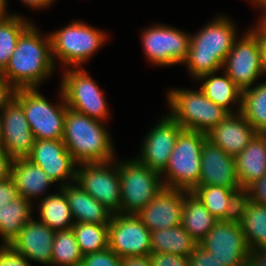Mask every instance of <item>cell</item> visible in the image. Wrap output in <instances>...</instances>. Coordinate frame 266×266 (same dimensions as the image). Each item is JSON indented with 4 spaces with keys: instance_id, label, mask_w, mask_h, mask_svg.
<instances>
[{
    "instance_id": "6da1fadb",
    "label": "cell",
    "mask_w": 266,
    "mask_h": 266,
    "mask_svg": "<svg viewBox=\"0 0 266 266\" xmlns=\"http://www.w3.org/2000/svg\"><path fill=\"white\" fill-rule=\"evenodd\" d=\"M32 25L20 35L9 63L1 72L16 89L37 88L54 69L50 35L41 37Z\"/></svg>"
},
{
    "instance_id": "7a4b0ae2",
    "label": "cell",
    "mask_w": 266,
    "mask_h": 266,
    "mask_svg": "<svg viewBox=\"0 0 266 266\" xmlns=\"http://www.w3.org/2000/svg\"><path fill=\"white\" fill-rule=\"evenodd\" d=\"M102 121L67 109L62 141L78 163L113 161V146Z\"/></svg>"
},
{
    "instance_id": "3957f363",
    "label": "cell",
    "mask_w": 266,
    "mask_h": 266,
    "mask_svg": "<svg viewBox=\"0 0 266 266\" xmlns=\"http://www.w3.org/2000/svg\"><path fill=\"white\" fill-rule=\"evenodd\" d=\"M235 40L234 25L225 16L217 18L195 36H191L190 49L185 60L191 75L198 79L223 68Z\"/></svg>"
},
{
    "instance_id": "277c9868",
    "label": "cell",
    "mask_w": 266,
    "mask_h": 266,
    "mask_svg": "<svg viewBox=\"0 0 266 266\" xmlns=\"http://www.w3.org/2000/svg\"><path fill=\"white\" fill-rule=\"evenodd\" d=\"M206 139V133L188 129L179 132L164 171L168 177L163 181L165 187L192 192L198 186L202 146Z\"/></svg>"
},
{
    "instance_id": "5b68a950",
    "label": "cell",
    "mask_w": 266,
    "mask_h": 266,
    "mask_svg": "<svg viewBox=\"0 0 266 266\" xmlns=\"http://www.w3.org/2000/svg\"><path fill=\"white\" fill-rule=\"evenodd\" d=\"M169 115L183 129L208 133L230 113L208 99L203 91L174 89L168 92Z\"/></svg>"
},
{
    "instance_id": "8992f818",
    "label": "cell",
    "mask_w": 266,
    "mask_h": 266,
    "mask_svg": "<svg viewBox=\"0 0 266 266\" xmlns=\"http://www.w3.org/2000/svg\"><path fill=\"white\" fill-rule=\"evenodd\" d=\"M61 105H51L37 88L16 89L14 99L22 106L35 140L62 139L67 105L62 90Z\"/></svg>"
},
{
    "instance_id": "52a82bcc",
    "label": "cell",
    "mask_w": 266,
    "mask_h": 266,
    "mask_svg": "<svg viewBox=\"0 0 266 266\" xmlns=\"http://www.w3.org/2000/svg\"><path fill=\"white\" fill-rule=\"evenodd\" d=\"M119 176L121 214L137 215L165 187L160 173L153 171L138 159L120 163Z\"/></svg>"
},
{
    "instance_id": "ba28073f",
    "label": "cell",
    "mask_w": 266,
    "mask_h": 266,
    "mask_svg": "<svg viewBox=\"0 0 266 266\" xmlns=\"http://www.w3.org/2000/svg\"><path fill=\"white\" fill-rule=\"evenodd\" d=\"M105 36L82 21H72L69 26L50 34L52 57H59L66 66H80L102 45Z\"/></svg>"
},
{
    "instance_id": "9c48e42d",
    "label": "cell",
    "mask_w": 266,
    "mask_h": 266,
    "mask_svg": "<svg viewBox=\"0 0 266 266\" xmlns=\"http://www.w3.org/2000/svg\"><path fill=\"white\" fill-rule=\"evenodd\" d=\"M61 90L69 109L99 121L109 114L103 92L86 70H67L63 75Z\"/></svg>"
},
{
    "instance_id": "30bf717a",
    "label": "cell",
    "mask_w": 266,
    "mask_h": 266,
    "mask_svg": "<svg viewBox=\"0 0 266 266\" xmlns=\"http://www.w3.org/2000/svg\"><path fill=\"white\" fill-rule=\"evenodd\" d=\"M234 41L231 51L225 59V73L243 91L264 73L260 46V25L256 30L248 31L241 40Z\"/></svg>"
},
{
    "instance_id": "8fae6325",
    "label": "cell",
    "mask_w": 266,
    "mask_h": 266,
    "mask_svg": "<svg viewBox=\"0 0 266 266\" xmlns=\"http://www.w3.org/2000/svg\"><path fill=\"white\" fill-rule=\"evenodd\" d=\"M112 162L81 164L82 169L76 170L75 183L112 214H119L121 213L119 165L110 170Z\"/></svg>"
},
{
    "instance_id": "7c38bea8",
    "label": "cell",
    "mask_w": 266,
    "mask_h": 266,
    "mask_svg": "<svg viewBox=\"0 0 266 266\" xmlns=\"http://www.w3.org/2000/svg\"><path fill=\"white\" fill-rule=\"evenodd\" d=\"M198 245L224 266H245L250 249L237 218L218 221Z\"/></svg>"
},
{
    "instance_id": "4fadbf2b",
    "label": "cell",
    "mask_w": 266,
    "mask_h": 266,
    "mask_svg": "<svg viewBox=\"0 0 266 266\" xmlns=\"http://www.w3.org/2000/svg\"><path fill=\"white\" fill-rule=\"evenodd\" d=\"M108 247L120 258L150 255L151 231L134 214H113L108 224Z\"/></svg>"
},
{
    "instance_id": "5bb4252c",
    "label": "cell",
    "mask_w": 266,
    "mask_h": 266,
    "mask_svg": "<svg viewBox=\"0 0 266 266\" xmlns=\"http://www.w3.org/2000/svg\"><path fill=\"white\" fill-rule=\"evenodd\" d=\"M142 42L147 58L156 65L184 63L191 44V36L166 26H155L144 31Z\"/></svg>"
},
{
    "instance_id": "9a60e30c",
    "label": "cell",
    "mask_w": 266,
    "mask_h": 266,
    "mask_svg": "<svg viewBox=\"0 0 266 266\" xmlns=\"http://www.w3.org/2000/svg\"><path fill=\"white\" fill-rule=\"evenodd\" d=\"M1 112L0 146L13 160L27 158L35 138L22 106L12 99Z\"/></svg>"
},
{
    "instance_id": "2e32d148",
    "label": "cell",
    "mask_w": 266,
    "mask_h": 266,
    "mask_svg": "<svg viewBox=\"0 0 266 266\" xmlns=\"http://www.w3.org/2000/svg\"><path fill=\"white\" fill-rule=\"evenodd\" d=\"M154 127L143 142L139 161L162 174L166 169L179 132L183 128L170 116L163 117Z\"/></svg>"
},
{
    "instance_id": "e0dca14e",
    "label": "cell",
    "mask_w": 266,
    "mask_h": 266,
    "mask_svg": "<svg viewBox=\"0 0 266 266\" xmlns=\"http://www.w3.org/2000/svg\"><path fill=\"white\" fill-rule=\"evenodd\" d=\"M27 159L43 169L54 182L68 177L76 181V162L62 139L35 140Z\"/></svg>"
},
{
    "instance_id": "ac0fdd59",
    "label": "cell",
    "mask_w": 266,
    "mask_h": 266,
    "mask_svg": "<svg viewBox=\"0 0 266 266\" xmlns=\"http://www.w3.org/2000/svg\"><path fill=\"white\" fill-rule=\"evenodd\" d=\"M182 210L183 190L164 187L137 216L154 232L181 224Z\"/></svg>"
},
{
    "instance_id": "d6986e66",
    "label": "cell",
    "mask_w": 266,
    "mask_h": 266,
    "mask_svg": "<svg viewBox=\"0 0 266 266\" xmlns=\"http://www.w3.org/2000/svg\"><path fill=\"white\" fill-rule=\"evenodd\" d=\"M201 173L198 185H217L242 190L236 175L234 157L208 139L202 146Z\"/></svg>"
},
{
    "instance_id": "ffe728a7",
    "label": "cell",
    "mask_w": 266,
    "mask_h": 266,
    "mask_svg": "<svg viewBox=\"0 0 266 266\" xmlns=\"http://www.w3.org/2000/svg\"><path fill=\"white\" fill-rule=\"evenodd\" d=\"M55 231L46 224L31 219L10 246L26 259L51 265Z\"/></svg>"
},
{
    "instance_id": "44dd1931",
    "label": "cell",
    "mask_w": 266,
    "mask_h": 266,
    "mask_svg": "<svg viewBox=\"0 0 266 266\" xmlns=\"http://www.w3.org/2000/svg\"><path fill=\"white\" fill-rule=\"evenodd\" d=\"M257 133L244 116L237 112V114H229L209 131L207 139L227 154L236 157Z\"/></svg>"
},
{
    "instance_id": "7402d4cb",
    "label": "cell",
    "mask_w": 266,
    "mask_h": 266,
    "mask_svg": "<svg viewBox=\"0 0 266 266\" xmlns=\"http://www.w3.org/2000/svg\"><path fill=\"white\" fill-rule=\"evenodd\" d=\"M234 160L239 185L244 191L266 173V133H257Z\"/></svg>"
},
{
    "instance_id": "603a6c76",
    "label": "cell",
    "mask_w": 266,
    "mask_h": 266,
    "mask_svg": "<svg viewBox=\"0 0 266 266\" xmlns=\"http://www.w3.org/2000/svg\"><path fill=\"white\" fill-rule=\"evenodd\" d=\"M192 193L217 220L230 221L237 218L242 190L217 185H198Z\"/></svg>"
},
{
    "instance_id": "cb8c5ba5",
    "label": "cell",
    "mask_w": 266,
    "mask_h": 266,
    "mask_svg": "<svg viewBox=\"0 0 266 266\" xmlns=\"http://www.w3.org/2000/svg\"><path fill=\"white\" fill-rule=\"evenodd\" d=\"M64 184V191L75 223L109 224L112 213L88 194L80 185Z\"/></svg>"
},
{
    "instance_id": "d4e9b609",
    "label": "cell",
    "mask_w": 266,
    "mask_h": 266,
    "mask_svg": "<svg viewBox=\"0 0 266 266\" xmlns=\"http://www.w3.org/2000/svg\"><path fill=\"white\" fill-rule=\"evenodd\" d=\"M11 178L17 188L18 195L31 201L32 197L42 195L54 181L27 158L14 159L11 166Z\"/></svg>"
},
{
    "instance_id": "484cf974",
    "label": "cell",
    "mask_w": 266,
    "mask_h": 266,
    "mask_svg": "<svg viewBox=\"0 0 266 266\" xmlns=\"http://www.w3.org/2000/svg\"><path fill=\"white\" fill-rule=\"evenodd\" d=\"M237 219L250 248L266 247V206L251 202L242 195Z\"/></svg>"
},
{
    "instance_id": "4316f807",
    "label": "cell",
    "mask_w": 266,
    "mask_h": 266,
    "mask_svg": "<svg viewBox=\"0 0 266 266\" xmlns=\"http://www.w3.org/2000/svg\"><path fill=\"white\" fill-rule=\"evenodd\" d=\"M192 193L183 190L182 226L200 243L218 222Z\"/></svg>"
},
{
    "instance_id": "83f0119b",
    "label": "cell",
    "mask_w": 266,
    "mask_h": 266,
    "mask_svg": "<svg viewBox=\"0 0 266 266\" xmlns=\"http://www.w3.org/2000/svg\"><path fill=\"white\" fill-rule=\"evenodd\" d=\"M197 245L182 224L151 232L152 252L190 256Z\"/></svg>"
},
{
    "instance_id": "f1b7e54d",
    "label": "cell",
    "mask_w": 266,
    "mask_h": 266,
    "mask_svg": "<svg viewBox=\"0 0 266 266\" xmlns=\"http://www.w3.org/2000/svg\"><path fill=\"white\" fill-rule=\"evenodd\" d=\"M31 207L30 200L18 196L8 206L0 208V234L4 245H10L24 225L32 219Z\"/></svg>"
},
{
    "instance_id": "f546056e",
    "label": "cell",
    "mask_w": 266,
    "mask_h": 266,
    "mask_svg": "<svg viewBox=\"0 0 266 266\" xmlns=\"http://www.w3.org/2000/svg\"><path fill=\"white\" fill-rule=\"evenodd\" d=\"M198 79H205L201 86V90L205 96L215 104L226 109L233 114L229 108V104L238 102V112L241 111L242 90L233 82V80L225 73L223 77H215L214 72L200 76Z\"/></svg>"
},
{
    "instance_id": "4dcf8cb0",
    "label": "cell",
    "mask_w": 266,
    "mask_h": 266,
    "mask_svg": "<svg viewBox=\"0 0 266 266\" xmlns=\"http://www.w3.org/2000/svg\"><path fill=\"white\" fill-rule=\"evenodd\" d=\"M60 194H50L40 200V221L50 229L56 231L68 230L75 222H70L73 218L68 205L66 195L62 189Z\"/></svg>"
},
{
    "instance_id": "1f68e13d",
    "label": "cell",
    "mask_w": 266,
    "mask_h": 266,
    "mask_svg": "<svg viewBox=\"0 0 266 266\" xmlns=\"http://www.w3.org/2000/svg\"><path fill=\"white\" fill-rule=\"evenodd\" d=\"M240 113L258 133H266V82L242 91Z\"/></svg>"
},
{
    "instance_id": "d6a6232c",
    "label": "cell",
    "mask_w": 266,
    "mask_h": 266,
    "mask_svg": "<svg viewBox=\"0 0 266 266\" xmlns=\"http://www.w3.org/2000/svg\"><path fill=\"white\" fill-rule=\"evenodd\" d=\"M31 25L18 15L0 12V73L9 63L20 35Z\"/></svg>"
},
{
    "instance_id": "836d02e7",
    "label": "cell",
    "mask_w": 266,
    "mask_h": 266,
    "mask_svg": "<svg viewBox=\"0 0 266 266\" xmlns=\"http://www.w3.org/2000/svg\"><path fill=\"white\" fill-rule=\"evenodd\" d=\"M83 256L72 228L55 232L51 266H80Z\"/></svg>"
},
{
    "instance_id": "e575fe53",
    "label": "cell",
    "mask_w": 266,
    "mask_h": 266,
    "mask_svg": "<svg viewBox=\"0 0 266 266\" xmlns=\"http://www.w3.org/2000/svg\"><path fill=\"white\" fill-rule=\"evenodd\" d=\"M72 229L83 255L108 248V224L74 223Z\"/></svg>"
},
{
    "instance_id": "d590c367",
    "label": "cell",
    "mask_w": 266,
    "mask_h": 266,
    "mask_svg": "<svg viewBox=\"0 0 266 266\" xmlns=\"http://www.w3.org/2000/svg\"><path fill=\"white\" fill-rule=\"evenodd\" d=\"M80 266H121V258L109 247L83 256Z\"/></svg>"
},
{
    "instance_id": "8d00e7d4",
    "label": "cell",
    "mask_w": 266,
    "mask_h": 266,
    "mask_svg": "<svg viewBox=\"0 0 266 266\" xmlns=\"http://www.w3.org/2000/svg\"><path fill=\"white\" fill-rule=\"evenodd\" d=\"M152 266H190L189 256L151 252Z\"/></svg>"
},
{
    "instance_id": "74e56055",
    "label": "cell",
    "mask_w": 266,
    "mask_h": 266,
    "mask_svg": "<svg viewBox=\"0 0 266 266\" xmlns=\"http://www.w3.org/2000/svg\"><path fill=\"white\" fill-rule=\"evenodd\" d=\"M243 196L254 203L266 206V173L243 191Z\"/></svg>"
},
{
    "instance_id": "f35d334b",
    "label": "cell",
    "mask_w": 266,
    "mask_h": 266,
    "mask_svg": "<svg viewBox=\"0 0 266 266\" xmlns=\"http://www.w3.org/2000/svg\"><path fill=\"white\" fill-rule=\"evenodd\" d=\"M22 254L16 252L10 245L0 247V266H30Z\"/></svg>"
},
{
    "instance_id": "ab89813d",
    "label": "cell",
    "mask_w": 266,
    "mask_h": 266,
    "mask_svg": "<svg viewBox=\"0 0 266 266\" xmlns=\"http://www.w3.org/2000/svg\"><path fill=\"white\" fill-rule=\"evenodd\" d=\"M190 266H224L214 256L197 245L189 256Z\"/></svg>"
},
{
    "instance_id": "60d3db41",
    "label": "cell",
    "mask_w": 266,
    "mask_h": 266,
    "mask_svg": "<svg viewBox=\"0 0 266 266\" xmlns=\"http://www.w3.org/2000/svg\"><path fill=\"white\" fill-rule=\"evenodd\" d=\"M18 196L16 185L11 177L0 181V208L8 206L9 202Z\"/></svg>"
},
{
    "instance_id": "b9f144b4",
    "label": "cell",
    "mask_w": 266,
    "mask_h": 266,
    "mask_svg": "<svg viewBox=\"0 0 266 266\" xmlns=\"http://www.w3.org/2000/svg\"><path fill=\"white\" fill-rule=\"evenodd\" d=\"M16 88L0 73V111L14 99Z\"/></svg>"
},
{
    "instance_id": "7bdbcfd3",
    "label": "cell",
    "mask_w": 266,
    "mask_h": 266,
    "mask_svg": "<svg viewBox=\"0 0 266 266\" xmlns=\"http://www.w3.org/2000/svg\"><path fill=\"white\" fill-rule=\"evenodd\" d=\"M245 266H266V247L250 248Z\"/></svg>"
},
{
    "instance_id": "ee69618b",
    "label": "cell",
    "mask_w": 266,
    "mask_h": 266,
    "mask_svg": "<svg viewBox=\"0 0 266 266\" xmlns=\"http://www.w3.org/2000/svg\"><path fill=\"white\" fill-rule=\"evenodd\" d=\"M13 159L0 146V181L11 177V166Z\"/></svg>"
},
{
    "instance_id": "f6af8a7d",
    "label": "cell",
    "mask_w": 266,
    "mask_h": 266,
    "mask_svg": "<svg viewBox=\"0 0 266 266\" xmlns=\"http://www.w3.org/2000/svg\"><path fill=\"white\" fill-rule=\"evenodd\" d=\"M121 266H152L149 255L125 256L121 258Z\"/></svg>"
},
{
    "instance_id": "bcb514c9",
    "label": "cell",
    "mask_w": 266,
    "mask_h": 266,
    "mask_svg": "<svg viewBox=\"0 0 266 266\" xmlns=\"http://www.w3.org/2000/svg\"><path fill=\"white\" fill-rule=\"evenodd\" d=\"M260 46L262 52V64L266 73V31L260 26Z\"/></svg>"
},
{
    "instance_id": "7dc6e473",
    "label": "cell",
    "mask_w": 266,
    "mask_h": 266,
    "mask_svg": "<svg viewBox=\"0 0 266 266\" xmlns=\"http://www.w3.org/2000/svg\"><path fill=\"white\" fill-rule=\"evenodd\" d=\"M25 4L32 8H40L49 6L53 0H22Z\"/></svg>"
},
{
    "instance_id": "c3c4849f",
    "label": "cell",
    "mask_w": 266,
    "mask_h": 266,
    "mask_svg": "<svg viewBox=\"0 0 266 266\" xmlns=\"http://www.w3.org/2000/svg\"><path fill=\"white\" fill-rule=\"evenodd\" d=\"M253 1H254L253 3H257L262 8H264V10L266 12V0H253Z\"/></svg>"
},
{
    "instance_id": "681fc988",
    "label": "cell",
    "mask_w": 266,
    "mask_h": 266,
    "mask_svg": "<svg viewBox=\"0 0 266 266\" xmlns=\"http://www.w3.org/2000/svg\"><path fill=\"white\" fill-rule=\"evenodd\" d=\"M259 24L266 31V12L264 13L263 18L261 17Z\"/></svg>"
},
{
    "instance_id": "f907efd6",
    "label": "cell",
    "mask_w": 266,
    "mask_h": 266,
    "mask_svg": "<svg viewBox=\"0 0 266 266\" xmlns=\"http://www.w3.org/2000/svg\"><path fill=\"white\" fill-rule=\"evenodd\" d=\"M6 0H0V12H6Z\"/></svg>"
},
{
    "instance_id": "816d5d0a",
    "label": "cell",
    "mask_w": 266,
    "mask_h": 266,
    "mask_svg": "<svg viewBox=\"0 0 266 266\" xmlns=\"http://www.w3.org/2000/svg\"><path fill=\"white\" fill-rule=\"evenodd\" d=\"M0 141H1V114H0Z\"/></svg>"
}]
</instances>
